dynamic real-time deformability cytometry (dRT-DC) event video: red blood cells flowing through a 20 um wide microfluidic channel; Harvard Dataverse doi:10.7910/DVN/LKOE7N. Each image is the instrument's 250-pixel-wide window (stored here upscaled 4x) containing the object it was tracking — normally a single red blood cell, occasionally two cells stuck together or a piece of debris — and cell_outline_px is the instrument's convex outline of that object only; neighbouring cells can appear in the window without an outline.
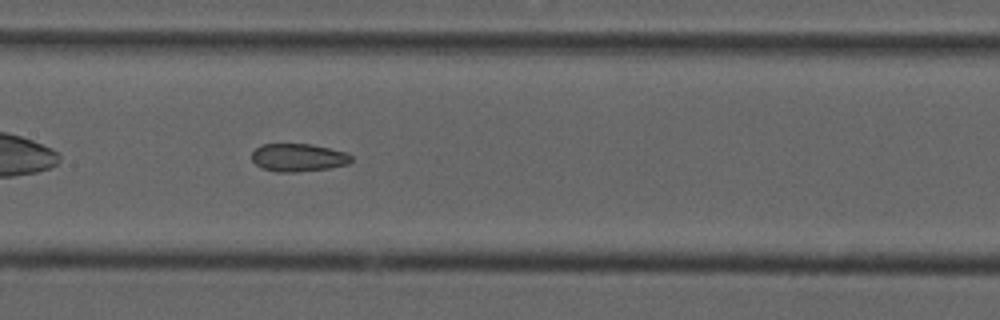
{"species": "common noctule bat (a hibernating species)", "species_latin": "Nyctalus noctula", "temperature_condition": "cold", "stored_images_in_passage": 27, "camera_frame_rate_fps": 3000, "um_per_image_px": 0.085, "animal": {"sex": "male", "forearm_length_mm": 52.5}, "frame": {"image": 1, "passage_image": 12, "time_ms": 3.667, "image_size_px": [1000, 320], "cell_outline_px": [[352, 160], [348, 164], [328, 168], [296, 172], [276, 172], [264, 168], [256, 164], [252, 160], [252, 152], [256, 148], [264, 144], [312, 144], [348, 152], [352, 156]], "centroid_in_image_um": [25.38, 13.38], "position_along_channel_um": 182.0, "area_um2": 16.18}}
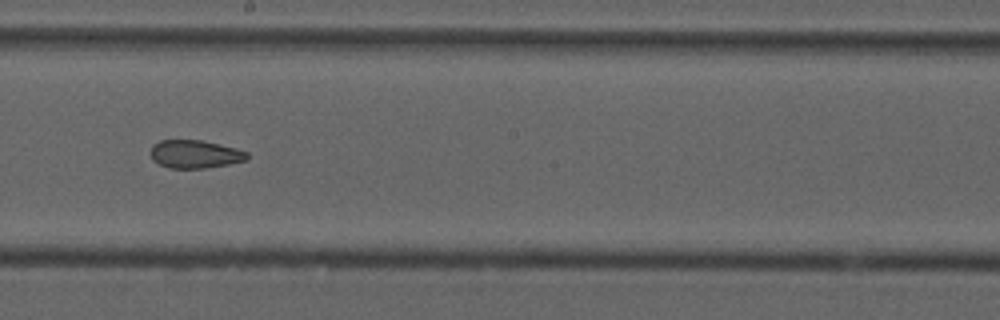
{"frame": {"image": 2, "passage_image": 16, "time_ms": 5.0, "image_size_px": [1000, 320], "cell_outline_px": [[248, 160], [228, 164], [204, 168], [168, 168], [152, 160], [148, 152], [152, 144], [160, 140], [200, 140], [236, 148], [248, 152]], "centroid_in_image_um": [16.53, 13.1], "position_along_channel_um": 231.7, "area_um2": 15.95}, "authors_computed_cell_mechanics": {"area_um2": 16.6464, "velocity_mm_per_s": 3.7398, "shape_relaxation_time_tau1_ms": null, "shape_relaxation_time_tau2_ms": 3.4745, "deformation_change_tau1": null, "deformation_change_tau2": 0.0975}}